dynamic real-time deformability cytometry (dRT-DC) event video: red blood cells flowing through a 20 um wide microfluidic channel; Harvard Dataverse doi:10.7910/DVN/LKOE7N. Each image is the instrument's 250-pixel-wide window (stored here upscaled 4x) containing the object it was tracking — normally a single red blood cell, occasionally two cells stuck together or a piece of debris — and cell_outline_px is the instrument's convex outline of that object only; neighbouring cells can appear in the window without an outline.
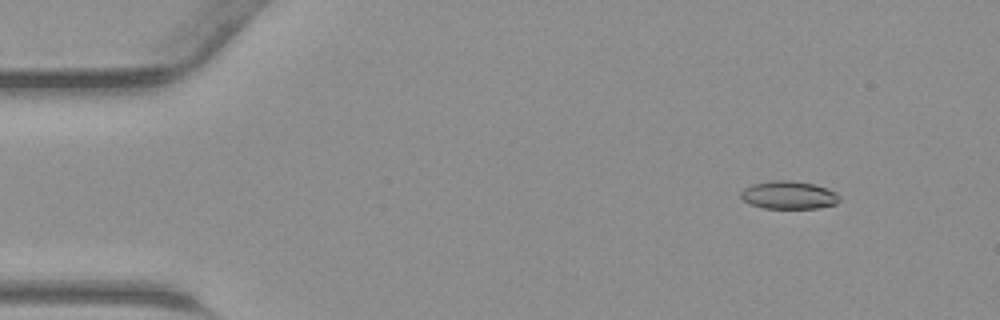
{"species": "common noctule bat (a hibernating species)", "species_latin": "Nyctalus noctula", "temperature_condition": "warm", "stored_images_in_passage": 45, "camera_frame_rate_fps": 3000, "um_per_image_px": 0.085, "animal": {"sex": "male", "body_mass_g": 23.1, "forearm_length_mm": 52.7}, "frame": {"image": 1, "passage_image": 5, "time_ms": 1.333, "image_size_px": [1000, 320], "cell_outline_px": [[840, 200], [836, 204], [820, 208], [764, 208], [748, 204], [740, 196], [740, 192], [744, 188], [752, 184], [772, 180], [788, 180], [812, 184], [828, 188], [836, 192], [840, 196]], "centroid_in_image_um": [67.04, 16.58], "position_along_channel_um": 18.0, "area_um2": 16.18}}
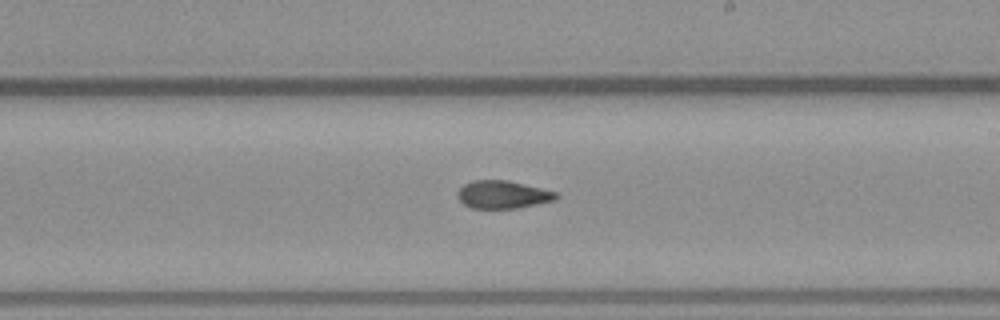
{"frame": {"image": 2, "passage_image": 26, "time_ms": 8.333, "image_size_px": [1000, 320], "cell_outline_px": [[560, 196], [556, 200], [516, 208], [472, 208], [464, 204], [456, 196], [456, 192], [464, 184], [472, 180], [508, 180], [556, 192]], "centroid_in_image_um": [42.72, 16.53], "position_along_channel_um": 246.3, "area_um2": 15.95}}
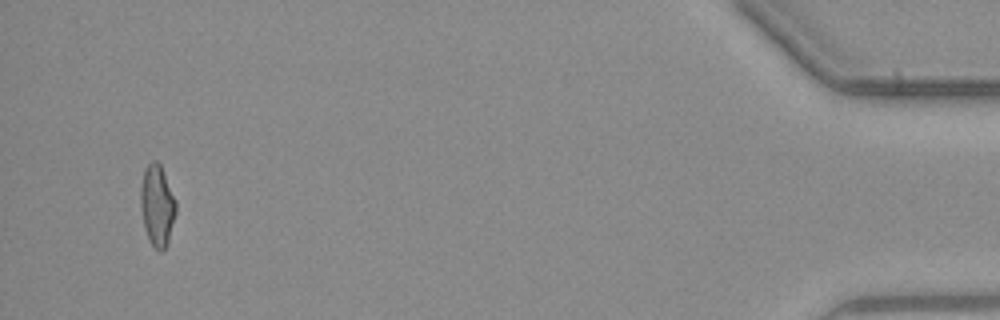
{"frame": {"image": 3, "passage_image": 43, "time_ms": 14.0, "image_size_px": [1000, 320], "cell_outline_px": [[176, 212], [168, 240], [164, 248], [160, 252], [148, 240], [144, 228], [140, 208], [140, 188], [144, 168], [152, 160], [156, 160], [160, 164], [176, 200]], "centroid_in_image_um": [13.33, 17.44], "position_along_channel_um": 421.9, "area_um2": 16.76}}